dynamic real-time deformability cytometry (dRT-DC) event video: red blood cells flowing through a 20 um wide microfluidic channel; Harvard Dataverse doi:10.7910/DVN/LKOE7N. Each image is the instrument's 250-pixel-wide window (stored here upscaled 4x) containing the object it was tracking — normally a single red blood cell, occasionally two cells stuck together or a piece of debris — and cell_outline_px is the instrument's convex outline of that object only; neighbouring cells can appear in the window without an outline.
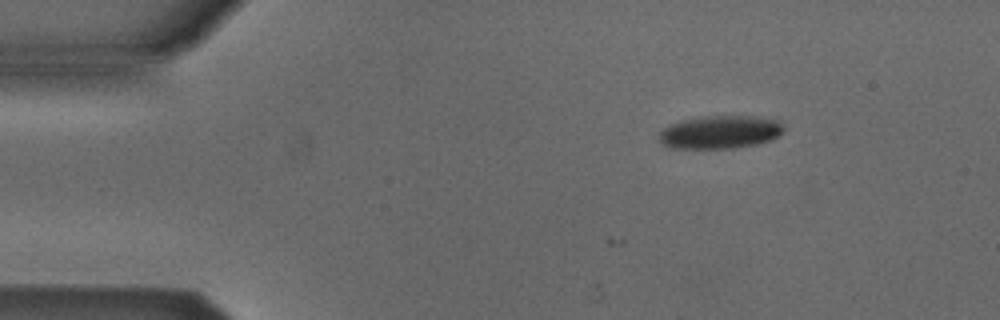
{"species": "Egyptian fruit bat (a non-hibernating species)", "species_latin": "Rousettus aegyptiacus", "temperature_condition": "cold", "stored_images_in_passage": 6, "camera_frame_rate_fps": 3000, "um_per_image_px": 0.085, "animal": {"sex": "male"}, "frame": {"image": 1, "passage_image": 1, "time_ms": 0.0, "image_size_px": [1000, 320], "cell_outline_px": [[784, 128], [772, 140], [756, 144], [736, 148], [672, 148], [664, 144], [660, 140], [660, 132], [668, 124], [680, 120], [704, 116], [752, 116], [776, 120]], "centroid_in_image_um": [61.17, 11.23], "position_along_channel_um": 23.8, "area_um2": 23.81}}